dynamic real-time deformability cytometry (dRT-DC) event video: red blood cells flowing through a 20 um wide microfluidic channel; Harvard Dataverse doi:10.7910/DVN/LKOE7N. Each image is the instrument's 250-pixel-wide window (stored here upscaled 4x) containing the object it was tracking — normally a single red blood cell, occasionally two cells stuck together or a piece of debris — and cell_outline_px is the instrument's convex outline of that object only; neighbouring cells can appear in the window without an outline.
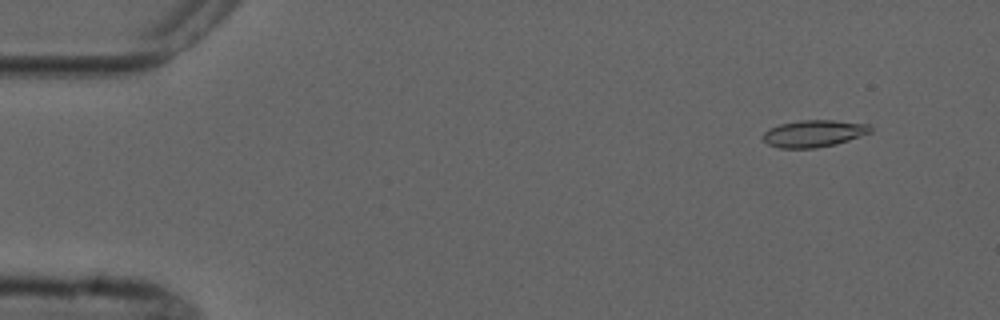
{"species": "common noctule bat (a hibernating species)", "species_latin": "Nyctalus noctula", "temperature_condition": "cold", "stored_images_in_passage": 4, "camera_frame_rate_fps": 3000, "um_per_image_px": 0.085, "animal": {"sex": "male", "forearm_length_mm": 52.5}, "frame": {"image": 1, "passage_image": 1, "time_ms": 0.0, "image_size_px": [1000, 320], "cell_outline_px": [[872, 132], [836, 144], [816, 148], [780, 148], [768, 144], [760, 136], [768, 128], [780, 124], [800, 120], [832, 120], [868, 124], [872, 128]], "centroid_in_image_um": [69.14, 11.34], "position_along_channel_um": 15.9, "area_um2": 16.94}}
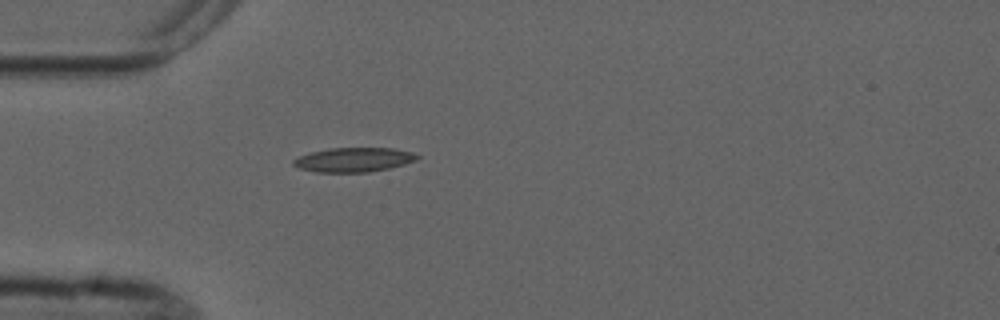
{"frame": {"image": 2, "passage_image": 4, "time_ms": 3.667, "image_size_px": [1000, 320], "cell_outline_px": [[420, 156], [416, 160], [404, 164], [388, 168], [368, 172], [316, 172], [300, 168], [292, 164], [292, 160], [308, 152], [328, 148], [392, 148], [412, 152]], "centroid_in_image_um": [30.04, 13.57], "position_along_channel_um": 55.0, "area_um2": 17.51}}